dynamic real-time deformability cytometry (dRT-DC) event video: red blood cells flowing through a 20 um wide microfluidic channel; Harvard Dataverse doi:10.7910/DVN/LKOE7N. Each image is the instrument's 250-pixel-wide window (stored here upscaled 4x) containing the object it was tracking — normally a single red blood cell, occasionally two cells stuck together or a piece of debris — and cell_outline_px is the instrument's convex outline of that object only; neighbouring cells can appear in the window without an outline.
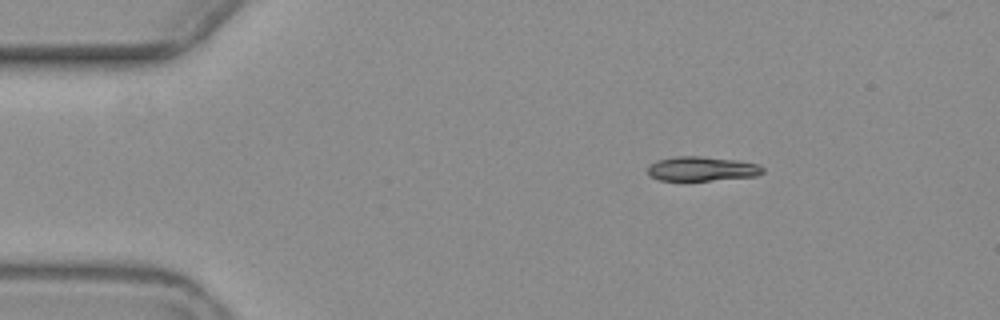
{"species": "common noctule bat (a hibernating species)", "species_latin": "Nyctalus noctula", "temperature_condition": "warm", "stored_images_in_passage": 3, "segment_of_instrument_passage": [1, 2], "camera_frame_rate_fps": 3000, "um_per_image_px": 0.085, "animal": {"sex": "female", "body_mass_g": 19.3, "forearm_length_mm": 54.1}, "frame": {"image": 1, "passage_image": 1, "time_ms": 0.0, "image_size_px": [1000, 320], "cell_outline_px": [[764, 172], [756, 176], [712, 180], [660, 180], [648, 176], [648, 164], [656, 160], [676, 156], [700, 156], [736, 160], [760, 164], [764, 168]], "centroid_in_image_um": [59.64, 14.34], "position_along_channel_um": 25.4, "area_um2": 16.47}}